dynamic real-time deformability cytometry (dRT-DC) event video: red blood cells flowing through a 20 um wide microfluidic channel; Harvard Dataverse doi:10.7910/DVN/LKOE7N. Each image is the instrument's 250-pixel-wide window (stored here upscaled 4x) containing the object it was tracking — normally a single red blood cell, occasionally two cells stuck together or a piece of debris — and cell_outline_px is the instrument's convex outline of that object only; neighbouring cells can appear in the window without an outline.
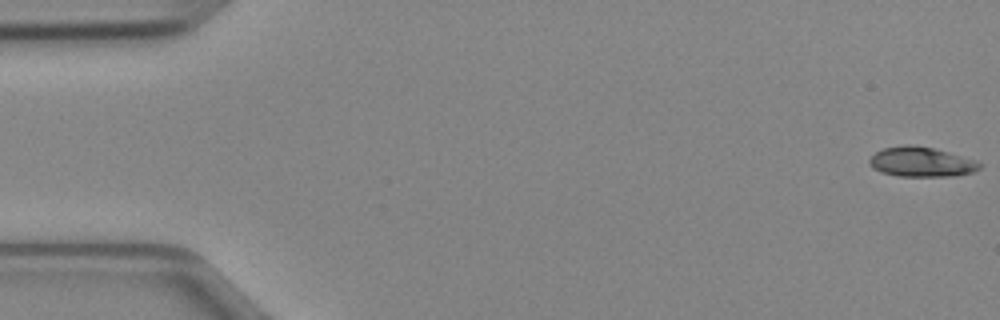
{"species": "Egyptian fruit bat (a non-hibernating species)", "species_latin": "Rousettus aegyptiacus", "temperature_condition": "cold", "stored_images_in_passage": 50, "camera_frame_rate_fps": 3000, "um_per_image_px": 0.085, "animal": {"sex": "female"}, "frame": {"image": 1, "passage_image": 1, "time_ms": 0.0, "image_size_px": [1000, 320], "cell_outline_px": [[984, 164], [980, 168], [972, 172], [956, 176], [900, 176], [880, 172], [872, 168], [868, 164], [868, 160], [876, 152], [884, 148], [932, 148], [948, 152], [976, 160]], "centroid_in_image_um": [78.35, 13.82], "position_along_channel_um": 6.6, "area_um2": 18.44}}
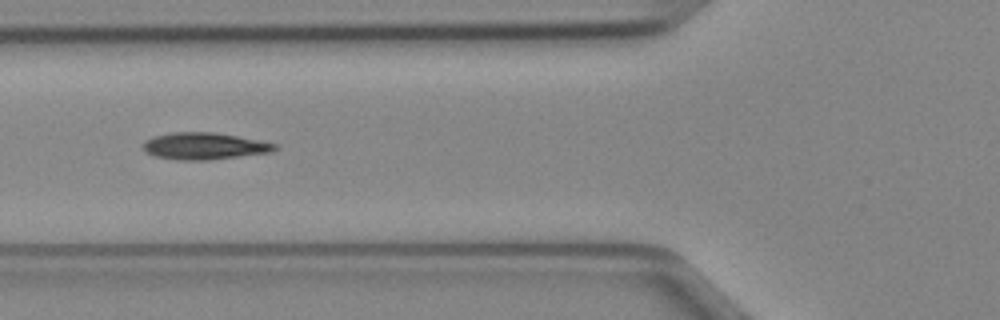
{"frame": {"image": 2, "passage_image": 19, "time_ms": 6.0, "image_size_px": [1000, 320], "cell_outline_px": [[276, 148], [272, 152], [208, 160], [180, 160], [156, 156], [144, 152], [144, 140], [152, 136], [172, 132], [212, 132], [236, 136], [276, 144]], "centroid_in_image_um": [17.31, 12.41], "position_along_channel_um": 108.5, "area_um2": 20.4}}
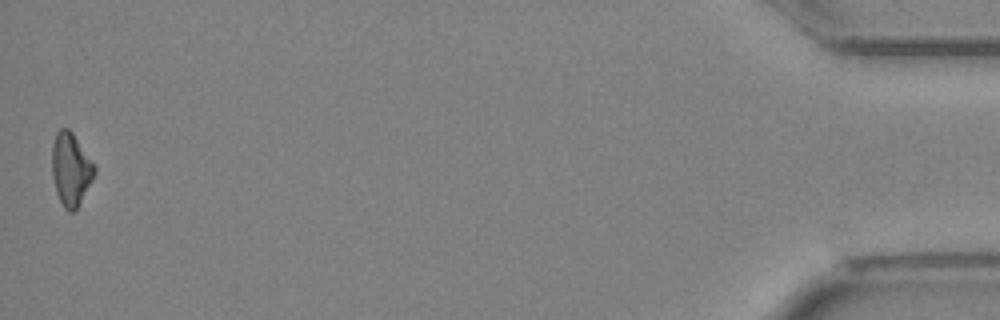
{"frame": {"image": 3, "passage_image": 50, "time_ms": 16.333, "image_size_px": [1000, 320], "cell_outline_px": [[96, 172], [92, 180], [76, 208], [72, 212], [68, 212], [64, 208], [56, 192], [52, 176], [52, 144], [56, 132], [60, 128], [68, 128], [72, 132], [96, 168]], "centroid_in_image_um": [5.99, 14.37], "position_along_channel_um": 429.2, "area_um2": 17.74}, "authors_computed_cell_mechanics": {"area_um2": 19.074, "velocity_mm_per_s": 4.0376, "shape_relaxation_time_tau1_ms": 5.3453, "shape_relaxation_time_tau2_ms": 10.9132, "deformation_change_tau1": 0.159, "deformation_change_tau2": 0.2104}}